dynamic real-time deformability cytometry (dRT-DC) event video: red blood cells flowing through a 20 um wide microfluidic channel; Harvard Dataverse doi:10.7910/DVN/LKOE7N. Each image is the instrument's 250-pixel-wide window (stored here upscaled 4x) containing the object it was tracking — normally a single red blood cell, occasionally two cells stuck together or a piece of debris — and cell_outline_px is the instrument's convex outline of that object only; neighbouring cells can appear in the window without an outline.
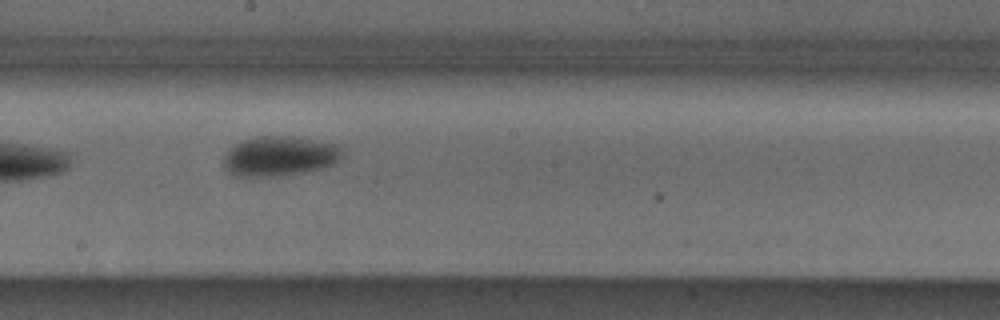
{"species": "Egyptian fruit bat (a non-hibernating species)", "species_latin": "Rousettus aegyptiacus", "temperature_condition": "cold", "stored_images_in_passage": 9, "camera_frame_rate_fps": 3000, "um_per_image_px": 0.085, "animal": {"sex": "male"}, "frame": {"image": 1, "passage_image": 8, "time_ms": 2.333, "image_size_px": [1000, 320], "cell_outline_px": [[340, 156], [332, 164], [320, 168], [272, 176], [232, 176], [224, 168], [224, 156], [236, 144], [244, 140], [256, 136], [292, 136], [340, 144]], "centroid_in_image_um": [23.72, 13.25], "position_along_channel_um": 224.5, "area_um2": 26.99}}
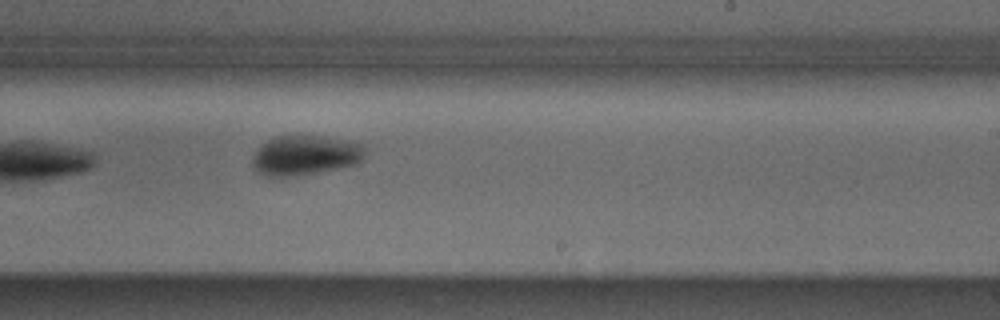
{"frame": {"image": 2, "passage_image": 9, "time_ms": 2.667, "image_size_px": [1000, 320], "cell_outline_px": [[364, 156], [356, 164], [296, 176], [264, 176], [256, 172], [252, 168], [252, 156], [256, 148], [260, 144], [276, 136], [324, 136], [364, 144]], "centroid_in_image_um": [25.87, 13.2], "position_along_channel_um": 263.1, "area_um2": 26.18}}